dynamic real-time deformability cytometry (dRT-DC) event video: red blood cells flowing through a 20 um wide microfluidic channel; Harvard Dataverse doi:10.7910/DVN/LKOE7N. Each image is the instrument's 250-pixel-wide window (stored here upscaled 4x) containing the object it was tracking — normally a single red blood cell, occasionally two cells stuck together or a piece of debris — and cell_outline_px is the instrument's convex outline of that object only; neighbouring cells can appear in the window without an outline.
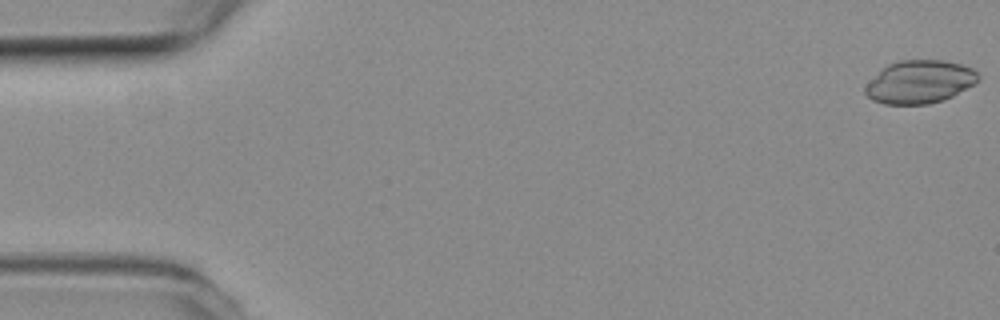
{"species": "common noctule bat (a hibernating species)", "species_latin": "Nyctalus noctula", "temperature_condition": "room temperature", "stored_images_in_passage": 10, "camera_frame_rate_fps": 3000, "um_per_image_px": 0.085, "animal": {"sex": "female", "body_mass_g": 19.3, "forearm_length_mm": 54.1}, "frame": {"image": 1, "passage_image": 1, "time_ms": 0.0, "image_size_px": [1000, 320], "cell_outline_px": [[980, 76], [972, 84], [952, 96], [944, 100], [928, 104], [884, 104], [872, 100], [864, 92], [864, 88], [888, 64], [900, 60], [944, 60], [960, 64], [972, 68]], "centroid_in_image_um": [78.17, 6.96], "position_along_channel_um": 6.8, "area_um2": 27.86}}